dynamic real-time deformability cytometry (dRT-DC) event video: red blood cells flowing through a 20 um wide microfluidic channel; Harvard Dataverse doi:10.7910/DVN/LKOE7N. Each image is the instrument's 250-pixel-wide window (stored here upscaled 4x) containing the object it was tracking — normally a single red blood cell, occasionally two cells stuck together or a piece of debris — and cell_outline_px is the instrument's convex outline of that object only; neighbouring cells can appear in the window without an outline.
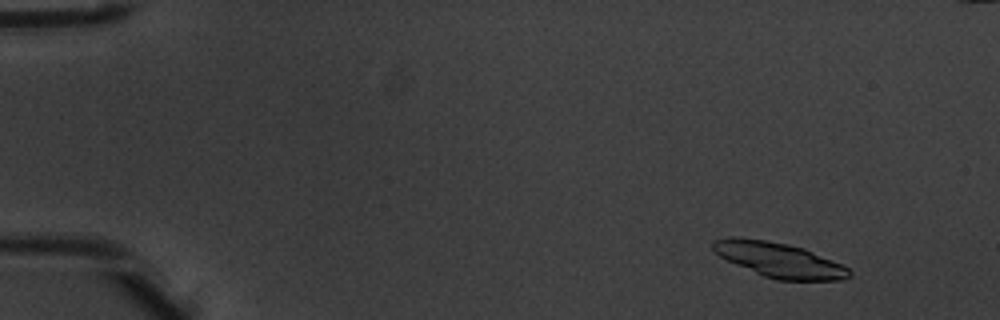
{"species": "common noctule bat (a hibernating species)", "species_latin": "Nyctalus noctula", "temperature_condition": "warm", "stored_images_in_passage": 5, "camera_frame_rate_fps": 3000, "um_per_image_px": 0.085, "animal": {"sex": "male", "body_mass_g": 20.1, "forearm_length_mm": 53.5}, "frame": {"image": 1, "passage_image": 1, "time_ms": 0.0, "image_size_px": [1000, 320], "cell_outline_px": [[852, 276], [844, 280], [776, 280], [764, 276], [728, 260], [720, 256], [712, 248], [712, 240], [728, 236], [740, 236], [788, 244], [804, 248], [840, 264], [848, 268], [852, 272]], "centroid_in_image_um": [66.22, 22.08], "position_along_channel_um": 18.8, "area_um2": 27.51}}